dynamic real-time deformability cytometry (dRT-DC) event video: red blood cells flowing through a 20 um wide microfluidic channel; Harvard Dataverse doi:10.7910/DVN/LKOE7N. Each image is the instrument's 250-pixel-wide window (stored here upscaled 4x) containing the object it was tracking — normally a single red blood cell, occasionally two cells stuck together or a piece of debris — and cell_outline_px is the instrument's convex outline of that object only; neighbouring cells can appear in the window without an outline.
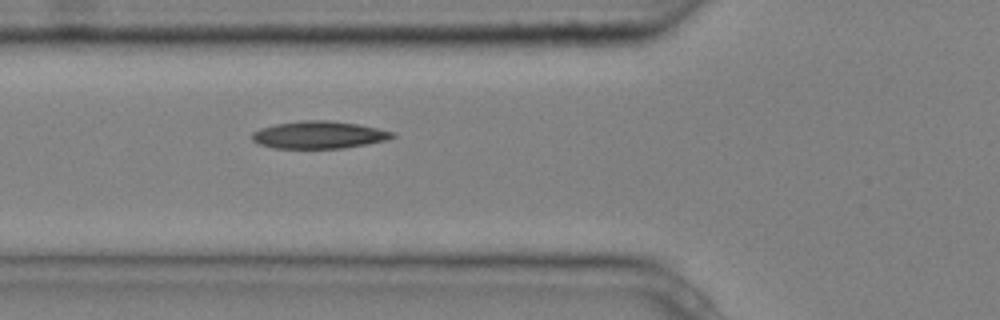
{"species": "common noctule bat (a hibernating species)", "species_latin": "Nyctalus noctula", "temperature_condition": "cold", "stored_images_in_passage": 2, "camera_frame_rate_fps": 3000, "um_per_image_px": 0.085, "animal": {"sex": "male", "body_mass_g": 20.4}, "frame": {"image": 1, "passage_image": 2, "time_ms": 0.333, "image_size_px": [1000, 320], "cell_outline_px": [[396, 136], [388, 140], [368, 144], [344, 148], [272, 148], [256, 144], [252, 140], [252, 132], [260, 128], [276, 124], [300, 120], [328, 120], [356, 124], [396, 132]], "centroid_in_image_um": [27.1, 11.47], "position_along_channel_um": 98.7, "area_um2": 22.6}}